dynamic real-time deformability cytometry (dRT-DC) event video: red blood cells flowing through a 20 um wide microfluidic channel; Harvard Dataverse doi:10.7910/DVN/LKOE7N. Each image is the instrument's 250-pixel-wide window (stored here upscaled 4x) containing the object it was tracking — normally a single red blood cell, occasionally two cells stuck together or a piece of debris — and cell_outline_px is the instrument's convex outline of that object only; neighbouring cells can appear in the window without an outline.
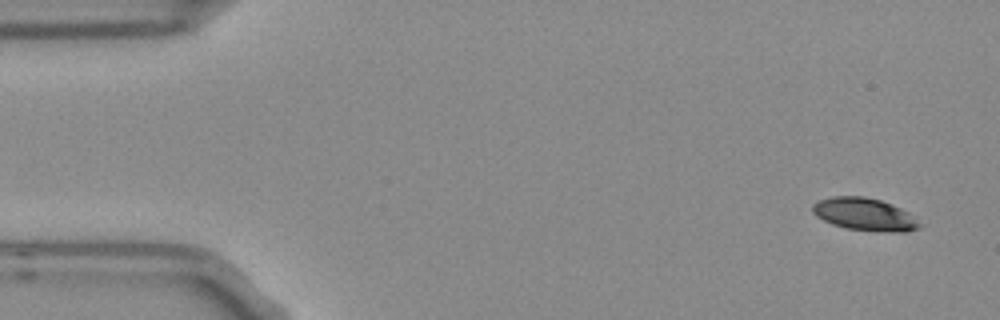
{"species": "Egyptian fruit bat (a non-hibernating species)", "species_latin": "Rousettus aegyptiacus", "temperature_condition": "room temperature", "stored_images_in_passage": 5, "camera_frame_rate_fps": 3000, "um_per_image_px": 0.085, "frame": {"image": 1, "passage_image": 1, "time_ms": 0.0, "image_size_px": [1000, 320], "cell_outline_px": [[920, 228], [904, 232], [896, 232], [848, 228], [832, 224], [816, 216], [812, 212], [812, 204], [820, 200], [832, 196], [864, 196], [880, 200], [892, 204], [908, 212], [920, 224]], "centroid_in_image_um": [73.47, 18.2], "position_along_channel_um": 11.5, "area_um2": 20.0}}
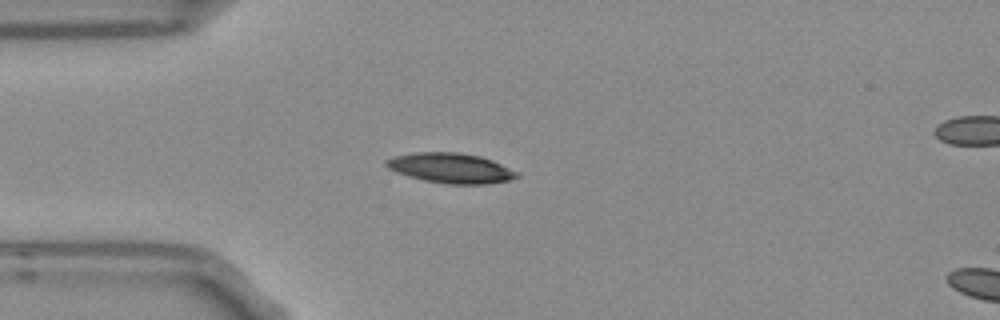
{"frame": {"image": 2, "passage_image": 4, "time_ms": 1.0, "image_size_px": [1000, 320], "cell_outline_px": [[520, 176], [508, 180], [488, 184], [448, 184], [424, 180], [408, 176], [388, 168], [384, 164], [384, 160], [392, 156], [416, 152], [460, 152], [480, 156], [492, 160], [520, 172]], "centroid_in_image_um": [38.32, 14.28], "position_along_channel_um": 46.7, "area_um2": 23.0}}